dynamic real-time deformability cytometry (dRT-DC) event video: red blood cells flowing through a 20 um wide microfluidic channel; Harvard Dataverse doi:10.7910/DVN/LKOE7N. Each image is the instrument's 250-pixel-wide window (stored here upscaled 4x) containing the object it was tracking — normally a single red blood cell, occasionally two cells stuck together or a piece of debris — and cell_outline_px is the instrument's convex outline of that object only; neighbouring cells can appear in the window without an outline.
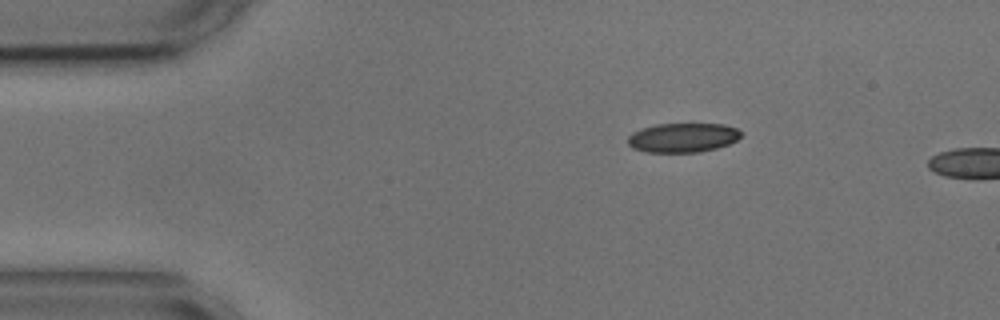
{"species": "common noctule bat (a hibernating species)", "species_latin": "Nyctalus noctula", "temperature_condition": "cold", "stored_images_in_passage": 2, "camera_frame_rate_fps": 3000, "um_per_image_px": 0.085, "animal": {"sex": "male", "body_mass_g": 17.9, "forearm_length_mm": 54.2}, "frame": {"image": 1, "passage_image": 1, "time_ms": 0.0, "image_size_px": [1000, 320], "cell_outline_px": [[740, 136], [736, 140], [728, 144], [716, 148], [700, 152], [648, 152], [632, 148], [628, 144], [628, 136], [632, 132], [640, 128], [656, 124], [724, 124], [736, 128], [740, 132]], "centroid_in_image_um": [58.0, 11.69], "position_along_channel_um": 27.0, "area_um2": 19.31}}